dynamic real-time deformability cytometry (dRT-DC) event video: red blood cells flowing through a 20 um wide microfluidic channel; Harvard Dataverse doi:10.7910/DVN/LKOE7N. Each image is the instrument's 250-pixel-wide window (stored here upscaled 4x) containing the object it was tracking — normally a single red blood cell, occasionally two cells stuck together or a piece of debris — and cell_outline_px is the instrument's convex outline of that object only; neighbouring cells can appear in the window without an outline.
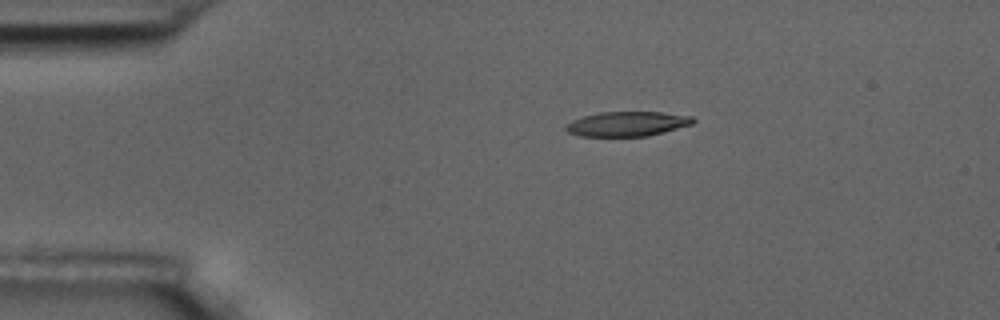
{"species": "common noctule bat (a hibernating species)", "species_latin": "Nyctalus noctula", "temperature_condition": "room temperature", "stored_images_in_passage": 46, "camera_frame_rate_fps": 3000, "um_per_image_px": 0.085, "animal": {"sex": "male", "body_mass_g": 17.5, "forearm_length_mm": 52.3}, "frame": {"image": 1, "passage_image": 1, "time_ms": 0.0, "image_size_px": [1000, 320], "cell_outline_px": [[696, 120], [692, 124], [648, 136], [580, 136], [568, 132], [564, 128], [564, 124], [572, 120], [584, 116], [600, 112], [660, 112], [692, 116]], "centroid_in_image_um": [53.28, 10.53], "position_along_channel_um": 31.7, "area_um2": 18.26}}
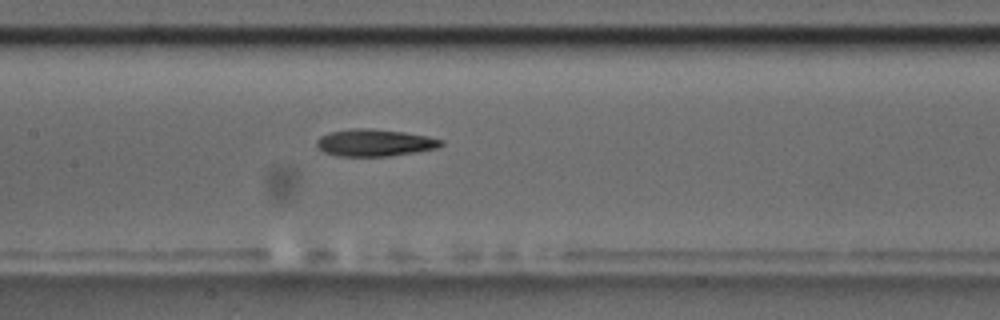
{"frame": {"image": 2, "passage_image": 17, "time_ms": 5.333, "image_size_px": [1000, 320], "cell_outline_px": [[444, 144], [440, 148], [416, 152], [388, 156], [340, 156], [324, 152], [316, 148], [316, 140], [320, 136], [328, 132], [352, 128], [368, 128], [404, 132], [428, 136], [444, 140]], "centroid_in_image_um": [31.85, 12.13], "position_along_channel_um": 175.5, "area_um2": 19.88}}
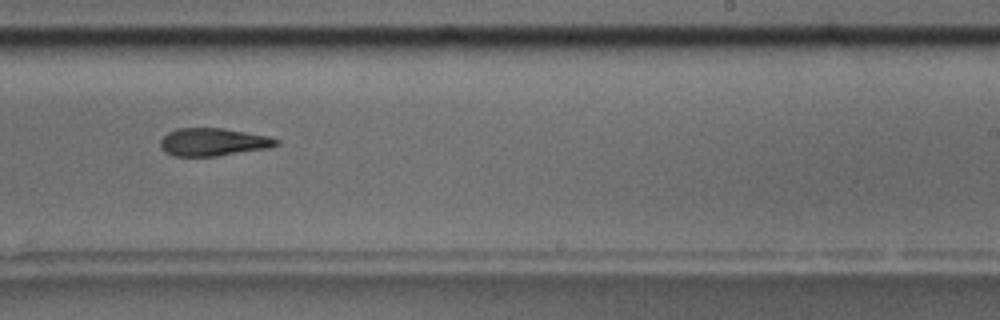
{"frame": {"image": 3, "passage_image": 25, "time_ms": 8.0, "image_size_px": [1000, 320], "cell_outline_px": [[280, 144], [268, 148], [216, 156], [172, 156], [164, 152], [160, 148], [160, 140], [168, 132], [176, 128], [224, 128], [268, 136], [280, 140]], "centroid_in_image_um": [18.09, 12.07], "position_along_channel_um": 270.9, "area_um2": 18.9}, "authors_computed_cell_mechanics": {"area_um2": 19.6809, "velocity_mm_per_s": 3.5895, "shape_relaxation_time_tau1_ms": 6.9237, "shape_relaxation_time_tau2_ms": 6.0848, "deformation_change_tau1": 0.1985, "deformation_change_tau2": 0.1688}}